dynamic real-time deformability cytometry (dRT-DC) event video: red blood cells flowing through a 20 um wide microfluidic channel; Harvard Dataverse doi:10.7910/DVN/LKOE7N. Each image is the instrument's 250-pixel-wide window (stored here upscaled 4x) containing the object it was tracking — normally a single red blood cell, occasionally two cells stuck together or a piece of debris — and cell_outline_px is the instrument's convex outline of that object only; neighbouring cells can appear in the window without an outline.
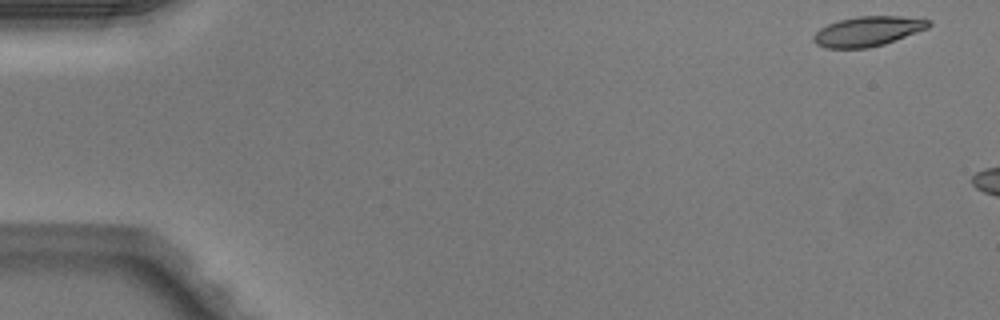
{"species": "Egyptian fruit bat (a non-hibernating species)", "species_latin": "Rousettus aegyptiacus", "temperature_condition": "warm", "stored_images_in_passage": 6, "camera_frame_rate_fps": 3000, "um_per_image_px": 0.085, "animal": {"sex": "male"}, "frame": {"image": 1, "passage_image": 1, "time_ms": 0.0, "image_size_px": [1000, 320], "cell_outline_px": [[932, 24], [928, 28], [884, 44], [868, 48], [824, 48], [816, 44], [812, 40], [812, 36], [820, 28], [828, 24], [840, 20], [856, 16], [900, 16], [932, 20]], "centroid_in_image_um": [73.75, 2.66], "position_along_channel_um": 11.2, "area_um2": 20.06}}